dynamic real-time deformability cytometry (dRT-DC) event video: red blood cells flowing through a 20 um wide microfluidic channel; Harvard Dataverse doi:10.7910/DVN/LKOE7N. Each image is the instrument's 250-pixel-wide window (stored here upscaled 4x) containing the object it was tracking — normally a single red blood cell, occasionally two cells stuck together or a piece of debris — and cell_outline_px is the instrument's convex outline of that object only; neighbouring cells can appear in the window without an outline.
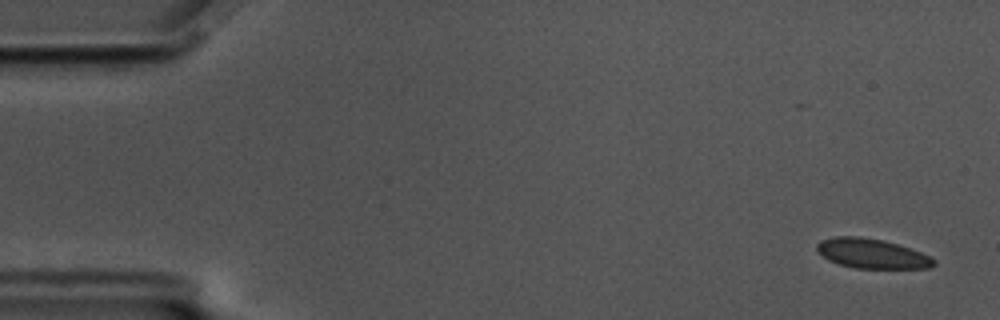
{"species": "common noctule bat (a hibernating species)", "species_latin": "Nyctalus noctula", "temperature_condition": "cold", "stored_images_in_passage": 58, "camera_frame_rate_fps": 3000, "um_per_image_px": 0.085, "animal": {"sex": "male", "body_mass_g": 17.5, "forearm_length_mm": 52.3}, "frame": {"image": 1, "passage_image": 3, "time_ms": 0.667, "image_size_px": [1000, 320], "cell_outline_px": [[936, 264], [928, 268], [856, 268], [840, 264], [828, 260], [816, 248], [816, 244], [820, 240], [836, 236], [860, 236], [884, 240], [920, 252], [936, 260]], "centroid_in_image_um": [74.09, 21.54], "position_along_channel_um": 10.9, "area_um2": 20.0}}
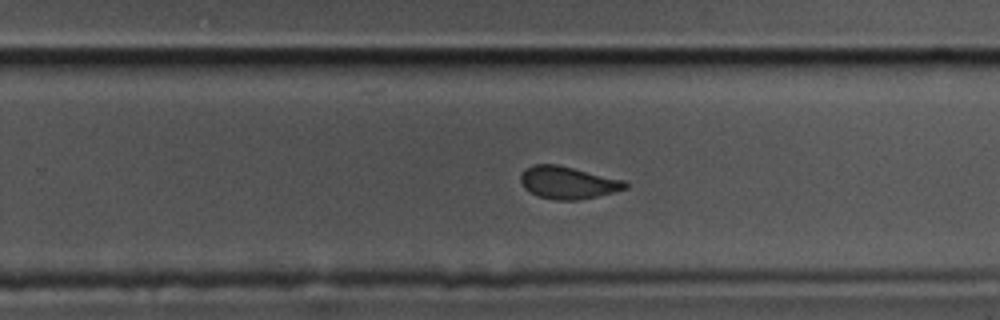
{"frame": {"image": 2, "passage_image": 37, "time_ms": 12.0, "image_size_px": [1000, 320], "cell_outline_px": [[628, 188], [596, 196], [576, 200], [556, 200], [540, 196], [524, 188], [520, 180], [520, 176], [524, 168], [532, 164], [556, 164], [624, 180], [628, 184]], "centroid_in_image_um": [48.24, 15.51], "position_along_channel_um": 281.6, "area_um2": 19.54}}
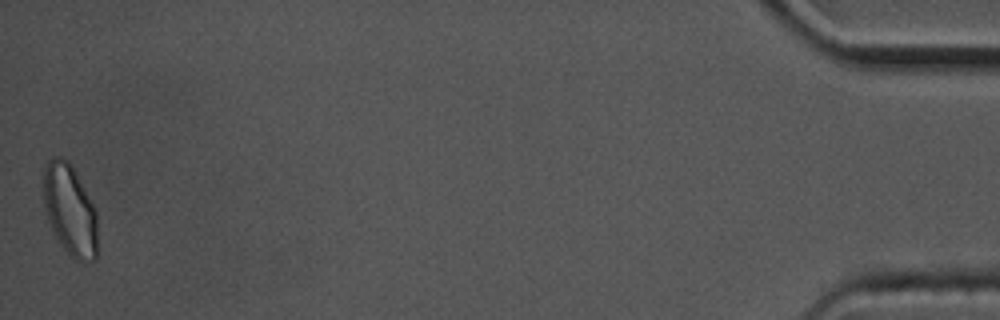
{"frame": {"image": 3, "passage_image": 58, "time_ms": 19.0, "image_size_px": [1000, 320], "cell_outline_px": [[96, 260], [84, 264], [76, 260], [60, 244], [48, 220], [44, 204], [44, 164], [52, 156], [60, 156], [68, 160], [92, 204], [96, 212]], "centroid_in_image_um": [5.93, 17.87], "position_along_channel_um": 429.3, "area_um2": 28.26}, "authors_computed_cell_mechanics": {"area_um2": 20.6346, "velocity_mm_per_s": 3.4683, "shape_relaxation_time_tau1_ms": 3.5925, "shape_relaxation_time_tau2_ms": 0.8685, "deformation_change_tau1": 0.0856, "deformation_change_tau2": 0.0523}}